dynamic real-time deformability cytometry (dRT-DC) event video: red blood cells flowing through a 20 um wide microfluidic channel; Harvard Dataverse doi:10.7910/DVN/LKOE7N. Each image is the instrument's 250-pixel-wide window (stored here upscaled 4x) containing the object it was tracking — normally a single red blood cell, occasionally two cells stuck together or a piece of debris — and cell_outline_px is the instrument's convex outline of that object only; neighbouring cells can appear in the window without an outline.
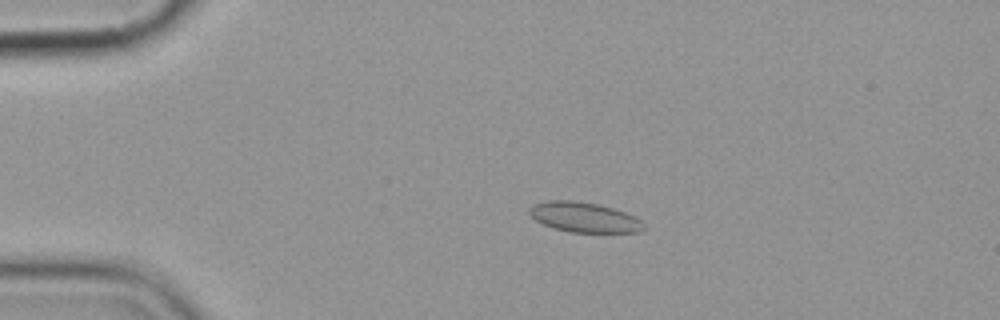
{"species": "common noctule bat (a hibernating species)", "species_latin": "Nyctalus noctula", "temperature_condition": "cold", "stored_images_in_passage": 3, "camera_frame_rate_fps": 3000, "um_per_image_px": 0.085, "animal": {"sex": "female", "body_mass_g": 19.9}, "frame": {"image": 1, "passage_image": 1, "time_ms": 0.0, "image_size_px": [1000, 320], "cell_outline_px": [[644, 228], [640, 232], [568, 232], [552, 228], [536, 220], [528, 212], [528, 208], [532, 204], [548, 200], [572, 200], [600, 204], [624, 212], [640, 220], [644, 224]], "centroid_in_image_um": [49.61, 18.46], "position_along_channel_um": 35.4, "area_um2": 20.0}}
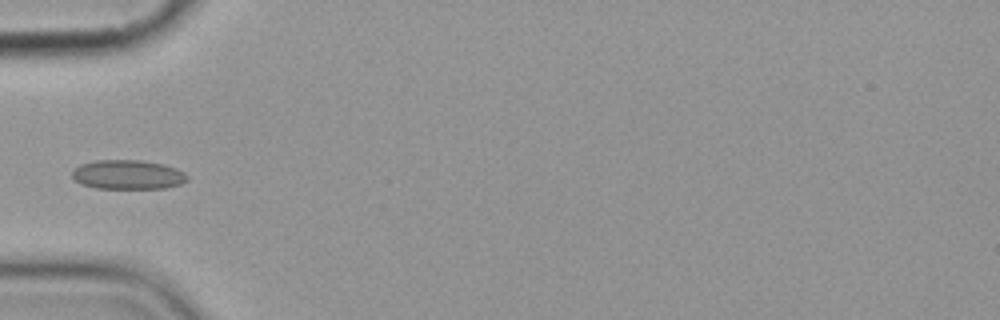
{"frame": {"image": 2, "passage_image": 3, "time_ms": 2.333, "image_size_px": [1000, 320], "cell_outline_px": [[188, 180], [180, 184], [164, 188], [96, 188], [80, 184], [72, 176], [72, 172], [80, 164], [96, 160], [140, 160], [164, 164], [176, 168], [184, 172], [188, 176]], "centroid_in_image_um": [10.88, 14.84], "position_along_channel_um": 74.1, "area_um2": 19.65}}